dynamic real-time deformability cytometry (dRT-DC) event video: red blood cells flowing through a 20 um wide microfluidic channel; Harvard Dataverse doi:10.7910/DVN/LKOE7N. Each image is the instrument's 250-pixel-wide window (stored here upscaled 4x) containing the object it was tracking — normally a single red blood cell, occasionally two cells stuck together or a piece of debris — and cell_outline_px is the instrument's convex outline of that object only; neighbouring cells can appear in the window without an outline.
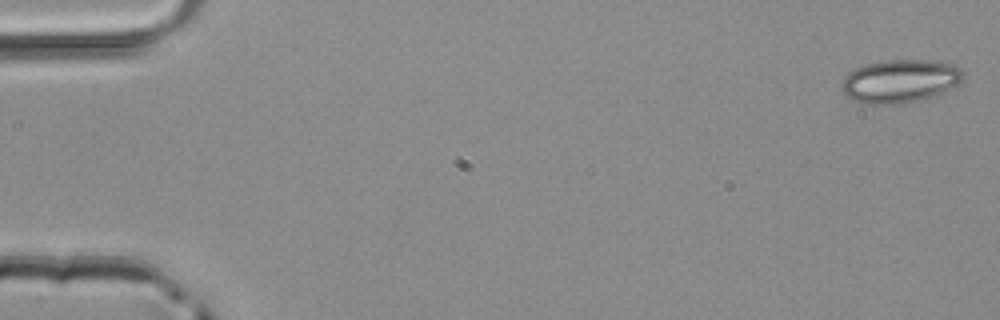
{"species": "common noctule bat (a hibernating species)", "species_latin": "Nyctalus noctula", "temperature_condition": "room temperature", "stored_images_in_passage": 45, "camera_frame_rate_fps": 3000, "um_per_image_px": 0.085, "animal": {"sex": "male", "body_mass_g": 20.4}, "frame": {"image": 1, "passage_image": 1, "time_ms": 0.0, "image_size_px": [1000, 320], "cell_outline_px": [[964, 76], [960, 80], [948, 88], [940, 92], [916, 100], [892, 104], [864, 104], [852, 100], [840, 88], [840, 84], [844, 76], [848, 72], [864, 64], [884, 60], [928, 60], [952, 64], [960, 68], [964, 72]], "centroid_in_image_um": [76.41, 6.87], "position_along_channel_um": 8.6, "area_um2": 30.17}}
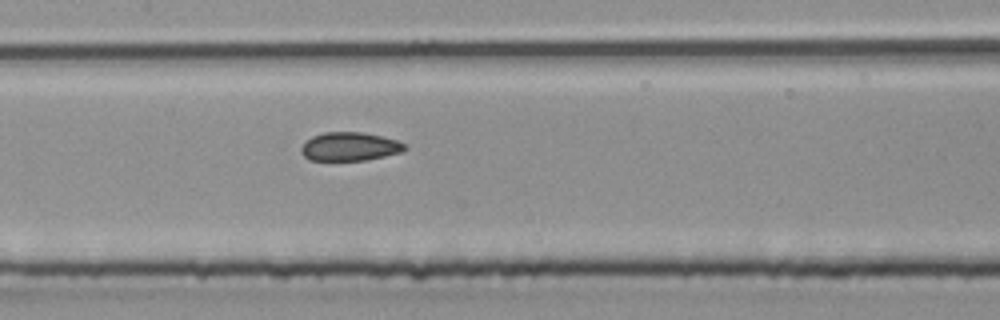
{"frame": {"image": 2, "passage_image": 23, "time_ms": 7.333, "image_size_px": [1000, 320], "cell_outline_px": [[408, 148], [404, 152], [368, 160], [308, 160], [300, 152], [300, 148], [312, 136], [324, 132], [360, 132], [380, 136], [396, 140], [404, 144]], "centroid_in_image_um": [29.74, 12.47], "position_along_channel_um": 177.7, "area_um2": 17.28}}
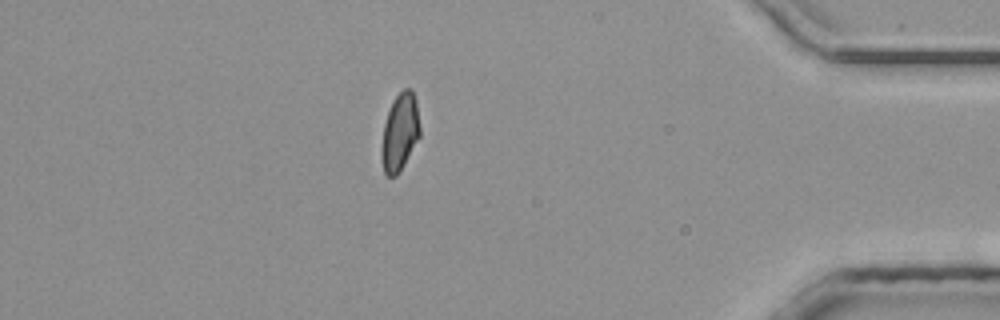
{"frame": {"image": 3, "passage_image": 41, "time_ms": 13.333, "image_size_px": [1000, 320], "cell_outline_px": [[420, 136], [404, 164], [396, 176], [388, 176], [384, 172], [380, 156], [380, 148], [384, 124], [392, 100], [404, 88], [412, 88], [416, 100], [420, 128]], "centroid_in_image_um": [33.98, 11.23], "position_along_channel_um": 401.2, "area_um2": 17.46}}